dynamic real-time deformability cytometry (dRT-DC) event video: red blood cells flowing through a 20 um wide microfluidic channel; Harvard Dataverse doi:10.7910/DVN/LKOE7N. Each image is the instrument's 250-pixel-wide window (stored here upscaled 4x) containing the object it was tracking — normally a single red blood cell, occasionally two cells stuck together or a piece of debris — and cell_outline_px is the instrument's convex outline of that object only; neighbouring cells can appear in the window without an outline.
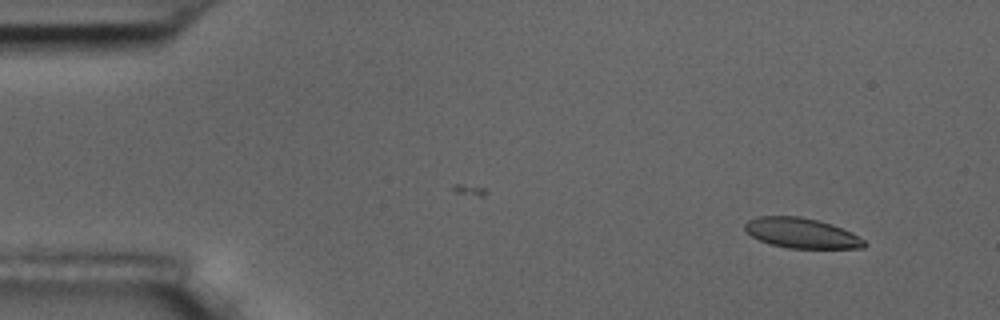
{"species": "common noctule bat (a hibernating species)", "species_latin": "Nyctalus noctula", "temperature_condition": "room temperature", "stored_images_in_passage": 4, "camera_frame_rate_fps": 3000, "um_per_image_px": 0.085, "animal": {"sex": "male", "body_mass_g": 17.5, "forearm_length_mm": 52.3}, "frame": {"image": 1, "passage_image": 1, "time_ms": 0.0, "image_size_px": [1000, 320], "cell_outline_px": [[868, 244], [864, 248], [788, 248], [772, 244], [760, 240], [752, 236], [744, 228], [744, 224], [748, 220], [756, 216], [800, 216], [832, 224], [852, 232], [864, 240]], "centroid_in_image_um": [68.14, 19.81], "position_along_channel_um": 16.9, "area_um2": 20.92}}
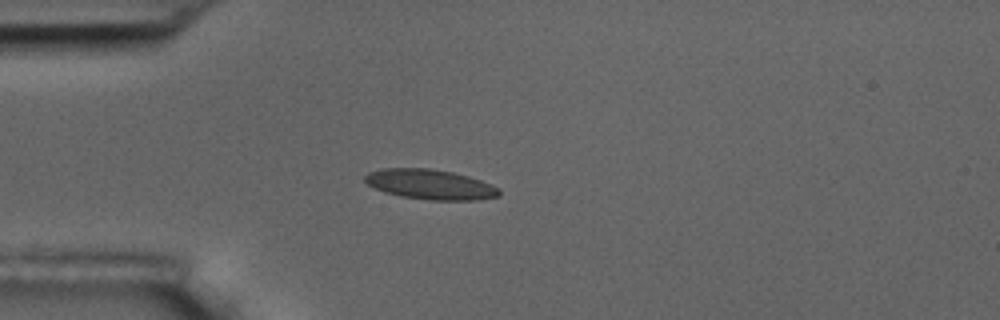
{"frame": {"image": 2, "passage_image": 4, "time_ms": 3.333, "image_size_px": [1000, 320], "cell_outline_px": [[500, 196], [480, 200], [428, 200], [400, 196], [384, 192], [368, 184], [364, 180], [364, 176], [368, 172], [380, 168], [428, 168], [452, 172], [468, 176], [492, 184], [500, 188]], "centroid_in_image_um": [36.58, 15.68], "position_along_channel_um": 48.4, "area_um2": 23.64}}